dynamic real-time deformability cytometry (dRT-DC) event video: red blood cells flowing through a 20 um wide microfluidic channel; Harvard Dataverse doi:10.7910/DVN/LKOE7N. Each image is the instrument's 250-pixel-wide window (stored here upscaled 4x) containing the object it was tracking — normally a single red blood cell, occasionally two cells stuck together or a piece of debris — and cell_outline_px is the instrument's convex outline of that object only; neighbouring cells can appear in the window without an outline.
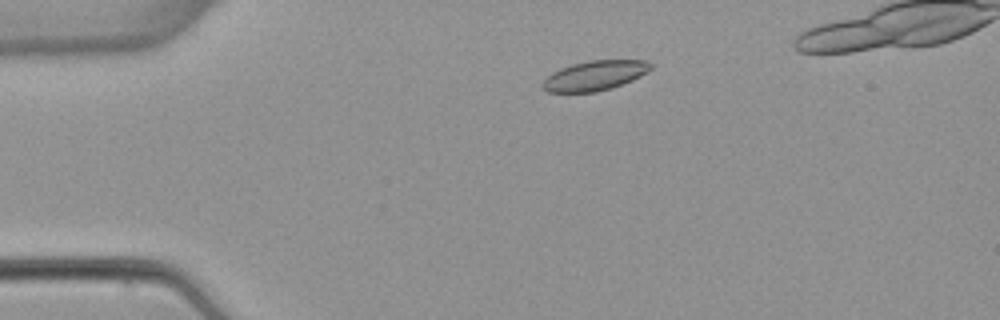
{"species": "common noctule bat (a hibernating species)", "species_latin": "Nyctalus noctula", "temperature_condition": "warm", "stored_images_in_passage": 4, "camera_frame_rate_fps": 3000, "um_per_image_px": 0.085, "animal": {"sex": "female", "body_mass_g": 22.7, "forearm_length_mm": 54.2}, "frame": {"image": 1, "passage_image": 2, "time_ms": 1.0, "image_size_px": [1000, 320], "cell_outline_px": [[652, 68], [648, 72], [632, 80], [612, 88], [596, 92], [548, 92], [540, 88], [540, 84], [552, 72], [560, 68], [572, 64], [588, 60], [648, 60], [652, 64]], "centroid_in_image_um": [50.54, 6.42], "position_along_channel_um": 34.5, "area_um2": 18.96}}